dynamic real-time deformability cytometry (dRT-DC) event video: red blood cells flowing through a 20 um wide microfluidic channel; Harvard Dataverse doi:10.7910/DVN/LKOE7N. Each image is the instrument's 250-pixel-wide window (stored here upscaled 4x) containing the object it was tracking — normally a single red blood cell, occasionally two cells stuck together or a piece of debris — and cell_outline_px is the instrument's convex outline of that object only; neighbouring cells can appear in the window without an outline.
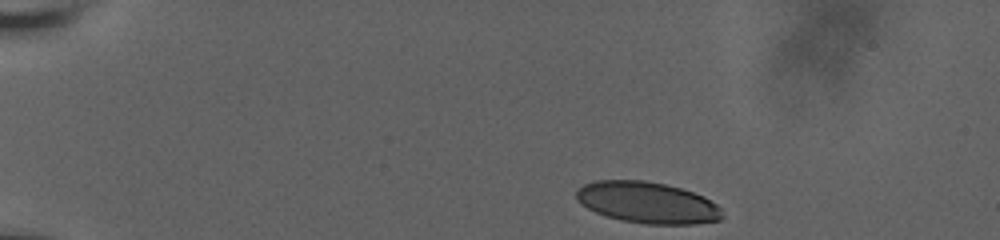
{"species": "human", "species_latin": "Homo sapiens", "temperature_condition": "room temperature", "stored_images_in_passage": 43, "camera_frame_rate_fps": 3000, "um_per_image_px": 0.085, "donor": {"sex": "male"}, "frame": {"image": 1, "passage_image": 1, "time_ms": 0.0, "image_size_px": [1000, 240], "cell_outline_px": [[724, 216], [720, 220], [692, 224], [644, 224], [620, 220], [596, 212], [580, 204], [576, 200], [576, 192], [584, 184], [596, 180], [644, 180], [664, 184], [680, 188], [704, 196], [716, 204], [720, 208]], "centroid_in_image_um": [55.02, 17.22], "position_along_channel_um": 30.0, "area_um2": 35.14}}
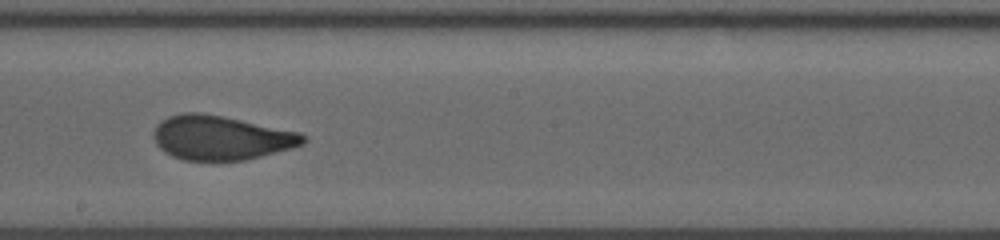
{"frame": {"image": 2, "passage_image": 25, "time_ms": 8.0, "image_size_px": [1000, 240], "cell_outline_px": [[308, 140], [304, 144], [292, 148], [244, 160], [184, 160], [172, 156], [164, 152], [156, 144], [152, 136], [152, 132], [156, 124], [160, 120], [168, 116], [184, 112], [200, 112], [224, 116], [300, 132], [308, 136]], "centroid_in_image_um": [18.77, 11.69], "position_along_channel_um": 229.4, "area_um2": 38.96}}
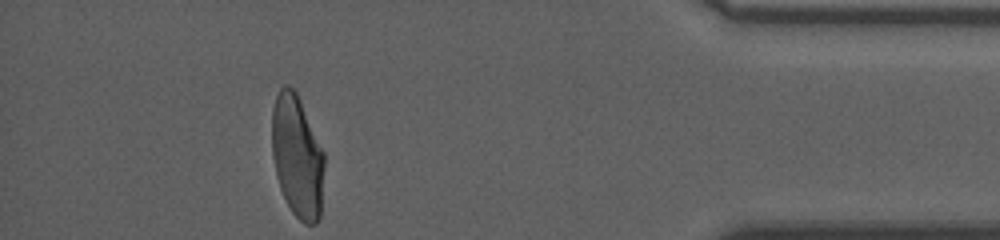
{"frame": {"image": 3, "passage_image": 43, "time_ms": 14.0, "image_size_px": [1000, 240], "cell_outline_px": [[324, 168], [320, 216], [316, 224], [304, 224], [292, 212], [280, 188], [276, 176], [272, 152], [272, 108], [276, 96], [280, 88], [284, 84], [288, 84], [296, 92], [300, 100], [324, 152]], "centroid_in_image_um": [25.26, 13.29], "position_along_channel_um": 409.9, "area_um2": 37.34}, "authors_computed_cell_mechanics": {"area_um2": 38.3214, "velocity_mm_per_s": 3.7045, "shape_relaxation_time_tau1_ms": 7.9502, "shape_relaxation_time_tau2_ms": 0.902, "deformation_change_tau1": 0.2208, "deformation_change_tau2": 0.0765}}